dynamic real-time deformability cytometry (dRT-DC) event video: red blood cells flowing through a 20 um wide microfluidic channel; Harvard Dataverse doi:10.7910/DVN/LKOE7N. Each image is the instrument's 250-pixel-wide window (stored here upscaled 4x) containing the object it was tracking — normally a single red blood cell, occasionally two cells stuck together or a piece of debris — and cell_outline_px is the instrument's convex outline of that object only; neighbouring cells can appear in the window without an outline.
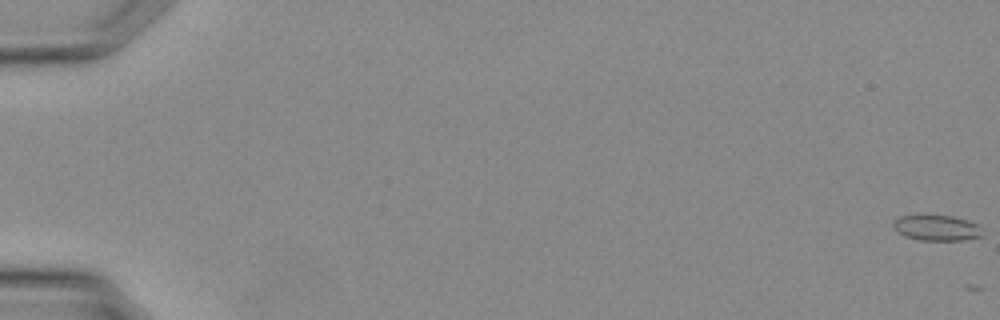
{"species": "Egyptian fruit bat (a non-hibernating species)", "species_latin": "Rousettus aegyptiacus", "temperature_condition": "warm", "stored_images_in_passage": 6, "camera_frame_rate_fps": 3000, "um_per_image_px": 0.085, "animal": {"sex": "female"}, "frame": {"image": 1, "passage_image": 1, "time_ms": 0.0, "image_size_px": [1000, 320], "cell_outline_px": [[984, 236], [964, 240], [920, 240], [896, 232], [892, 224], [892, 220], [900, 216], [920, 212], [952, 216], [968, 220], [980, 224]], "centroid_in_image_um": [79.61, 19.31], "position_along_channel_um": 5.4, "area_um2": 14.1}}